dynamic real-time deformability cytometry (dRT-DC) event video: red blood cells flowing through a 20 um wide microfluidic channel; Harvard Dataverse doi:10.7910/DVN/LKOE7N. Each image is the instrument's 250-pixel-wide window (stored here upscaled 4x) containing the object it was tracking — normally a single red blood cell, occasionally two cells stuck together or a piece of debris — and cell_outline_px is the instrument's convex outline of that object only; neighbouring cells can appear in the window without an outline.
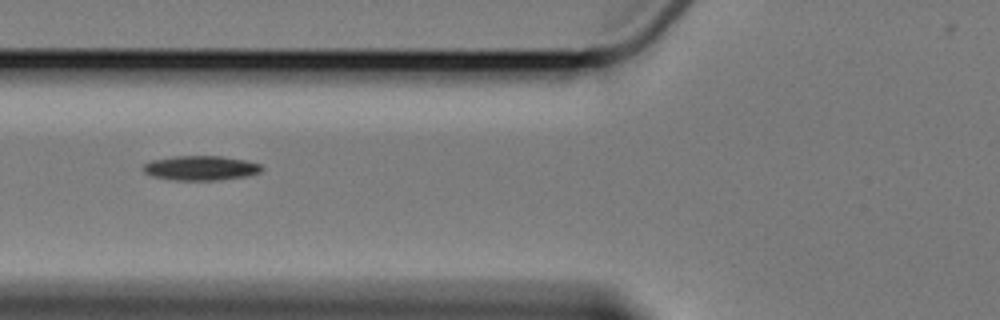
{"species": "Egyptian fruit bat (a non-hibernating species)", "species_latin": "Rousettus aegyptiacus", "temperature_condition": "cold", "stored_images_in_passage": 6, "segment_of_instrument_passage": [2, 2], "camera_frame_rate_fps": 3000, "um_per_image_px": 0.085, "animal": {"sex": "female"}, "frame": {"image": 1, "passage_image": 5, "time_ms": 4.667, "image_size_px": [1000, 320], "cell_outline_px": [[264, 168], [260, 172], [248, 176], [220, 180], [176, 180], [152, 176], [144, 172], [140, 168], [144, 164], [152, 160], [172, 156], [220, 156], [244, 160], [260, 164]], "centroid_in_image_um": [17.05, 14.28], "position_along_channel_um": 108.8, "area_um2": 17.05}}
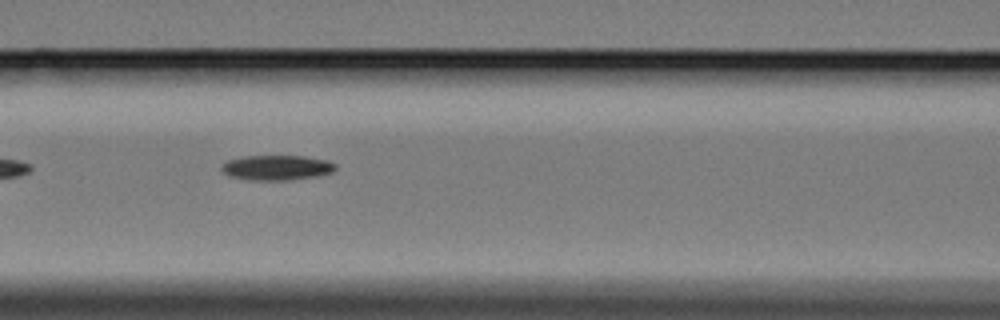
{"frame": {"image": 2, "passage_image": 6, "time_ms": 5.667, "image_size_px": [1000, 320], "cell_outline_px": [[336, 168], [332, 172], [320, 176], [288, 180], [248, 180], [228, 176], [220, 172], [220, 164], [228, 160], [244, 156], [304, 156], [328, 160], [336, 164]], "centroid_in_image_um": [23.49, 14.25], "position_along_channel_um": 143.1, "area_um2": 16.94}}